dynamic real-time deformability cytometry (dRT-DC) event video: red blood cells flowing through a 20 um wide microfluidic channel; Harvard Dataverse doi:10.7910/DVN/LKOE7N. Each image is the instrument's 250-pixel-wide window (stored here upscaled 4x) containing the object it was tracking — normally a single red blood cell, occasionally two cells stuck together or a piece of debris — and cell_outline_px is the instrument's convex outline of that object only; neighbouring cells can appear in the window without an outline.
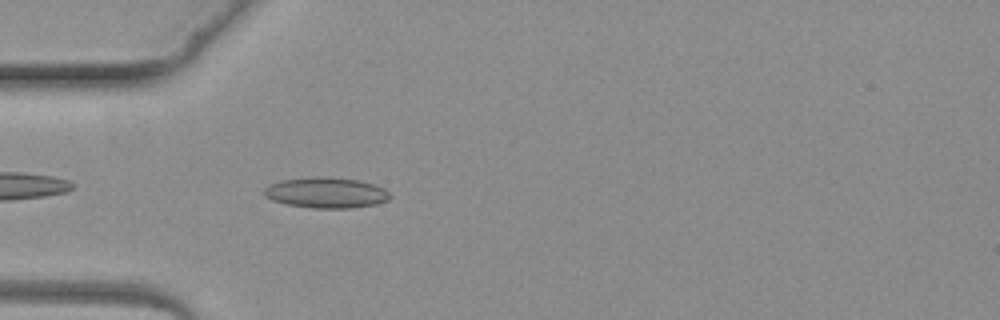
{"species": "common noctule bat (a hibernating species)", "species_latin": "Nyctalus noctula", "temperature_condition": "warm", "stored_images_in_passage": 3, "camera_frame_rate_fps": 3000, "um_per_image_px": 0.085, "animal": {"sex": "female", "body_mass_g": 19.3, "forearm_length_mm": 54.1}, "frame": {"image": 1, "passage_image": 3, "time_ms": 3.333, "image_size_px": [1000, 320], "cell_outline_px": [[392, 196], [388, 200], [376, 204], [352, 208], [312, 208], [288, 204], [272, 200], [264, 196], [264, 188], [268, 184], [280, 180], [312, 176], [320, 176], [356, 180], [372, 184], [384, 188]], "centroid_in_image_um": [27.69, 16.38], "position_along_channel_um": 57.3, "area_um2": 22.54}}